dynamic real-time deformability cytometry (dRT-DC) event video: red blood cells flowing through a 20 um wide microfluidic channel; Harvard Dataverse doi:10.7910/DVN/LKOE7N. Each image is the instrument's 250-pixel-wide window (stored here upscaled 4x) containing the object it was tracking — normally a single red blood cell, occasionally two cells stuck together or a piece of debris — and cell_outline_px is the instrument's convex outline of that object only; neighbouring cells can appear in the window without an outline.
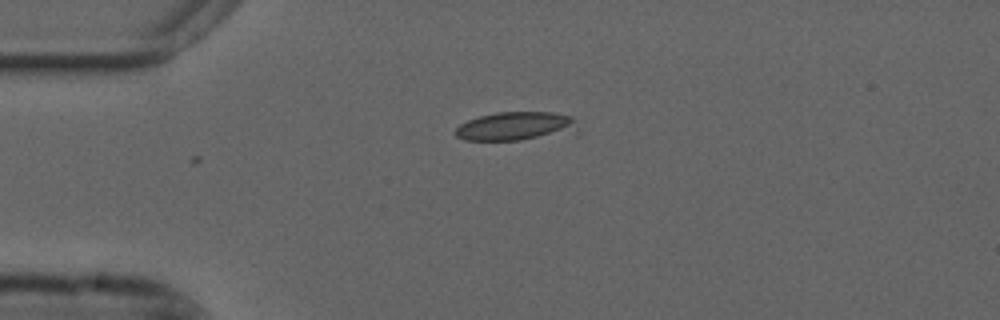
{"species": "common noctule bat (a hibernating species)", "species_latin": "Nyctalus noctula", "temperature_condition": "cold", "stored_images_in_passage": 6, "camera_frame_rate_fps": 3000, "um_per_image_px": 0.085, "animal": {"sex": "male", "forearm_length_mm": 52.5}, "frame": {"image": 1, "passage_image": 6, "time_ms": 1.667, "image_size_px": [1000, 320], "cell_outline_px": [[580, 136], [520, 140], [464, 140], [456, 136], [456, 128], [460, 124], [468, 120], [480, 116], [496, 112], [552, 112], [572, 116], [580, 132]], "centroid_in_image_um": [44.04, 10.76], "position_along_channel_um": 41.0, "area_um2": 21.39}}